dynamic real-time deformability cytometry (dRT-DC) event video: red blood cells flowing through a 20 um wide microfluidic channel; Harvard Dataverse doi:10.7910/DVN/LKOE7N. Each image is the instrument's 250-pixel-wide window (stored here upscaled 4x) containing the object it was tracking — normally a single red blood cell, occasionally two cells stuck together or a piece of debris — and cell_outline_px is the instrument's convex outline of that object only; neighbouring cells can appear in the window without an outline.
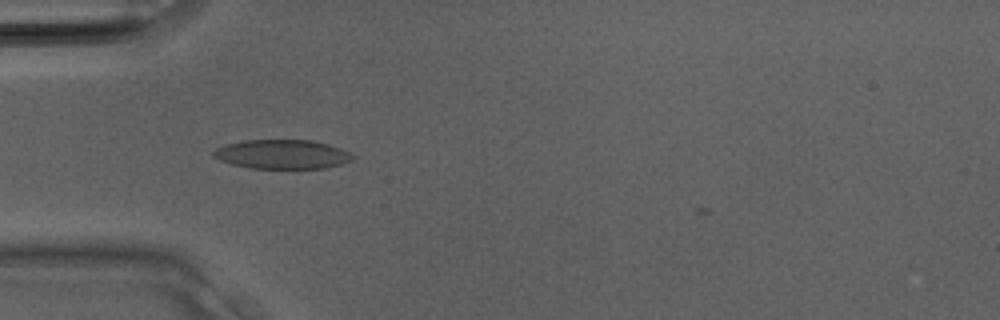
{"species": "Egyptian fruit bat (a non-hibernating species)", "species_latin": "Rousettus aegyptiacus", "temperature_condition": "room temperature", "stored_images_in_passage": 7, "camera_frame_rate_fps": 3000, "um_per_image_px": 0.085, "animal": {"sex": "male"}, "frame": {"image": 1, "passage_image": 1, "time_ms": 0.0, "image_size_px": [1000, 320], "cell_outline_px": [[356, 156], [352, 160], [340, 164], [324, 168], [248, 168], [232, 164], [220, 160], [212, 156], [212, 152], [216, 148], [228, 144], [244, 140], [312, 140], [328, 144], [352, 152]], "centroid_in_image_um": [24.01, 13.11], "position_along_channel_um": 61.0, "area_um2": 23.7}}